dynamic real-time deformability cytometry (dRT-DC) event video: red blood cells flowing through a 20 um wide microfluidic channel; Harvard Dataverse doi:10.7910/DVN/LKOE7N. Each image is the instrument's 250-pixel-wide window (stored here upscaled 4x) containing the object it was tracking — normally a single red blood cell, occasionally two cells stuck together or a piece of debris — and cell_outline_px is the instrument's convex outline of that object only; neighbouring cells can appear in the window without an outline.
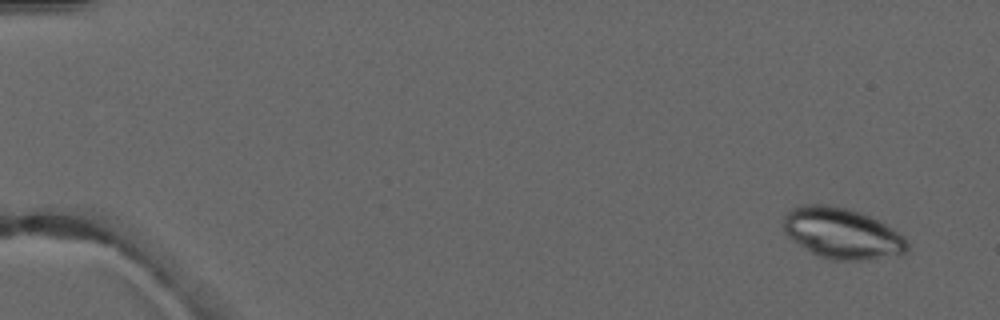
{"species": "common noctule bat (a hibernating species)", "species_latin": "Nyctalus noctula", "temperature_condition": "warm", "stored_images_in_passage": 6, "camera_frame_rate_fps": 3000, "um_per_image_px": 0.085, "animal": {"sex": "male", "forearm_length_mm": 52.5}, "frame": {"image": 1, "passage_image": 1, "time_ms": 0.0, "image_size_px": [1000, 320], "cell_outline_px": [[908, 252], [900, 256], [860, 260], [832, 260], [820, 256], [804, 248], [792, 240], [784, 232], [784, 216], [792, 208], [800, 204], [828, 204], [848, 208], [860, 212], [880, 220], [904, 236], [908, 244]], "centroid_in_image_um": [71.61, 19.83], "position_along_channel_um": 13.4, "area_um2": 37.05}}